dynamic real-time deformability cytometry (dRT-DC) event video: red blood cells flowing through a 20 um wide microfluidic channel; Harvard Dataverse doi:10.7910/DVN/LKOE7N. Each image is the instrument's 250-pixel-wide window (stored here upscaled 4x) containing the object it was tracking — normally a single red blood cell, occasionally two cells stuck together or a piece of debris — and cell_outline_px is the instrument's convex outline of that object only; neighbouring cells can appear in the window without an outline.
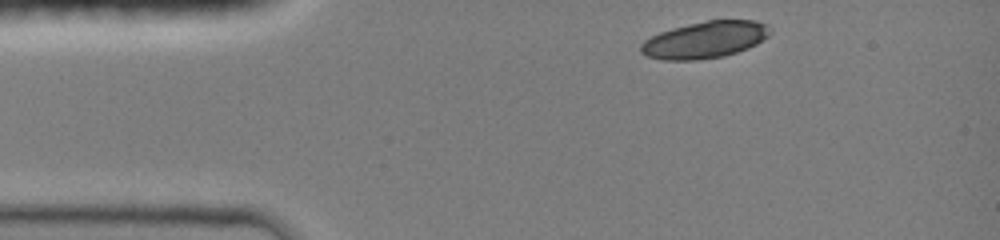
{"species": "common noctule bat (a hibernating species)", "species_latin": "Nyctalus noctula", "temperature_condition": "room temperature", "stored_images_in_passage": 6, "camera_frame_rate_fps": 3000, "um_per_image_px": 0.085, "animal": {"sex": "female", "body_mass_g": 19.0, "forearm_length_mm": 51.5}, "frame": {"image": 1, "passage_image": 1, "time_ms": 0.0, "image_size_px": [1000, 240], "cell_outline_px": [[772, 32], [768, 36], [756, 44], [748, 48], [724, 56], [696, 60], [660, 60], [648, 56], [640, 52], [640, 44], [644, 40], [660, 32], [672, 28], [688, 24], [708, 20], [756, 20], [768, 24], [772, 28]], "centroid_in_image_um": [59.94, 3.38], "position_along_channel_um": 25.1, "area_um2": 27.86}}
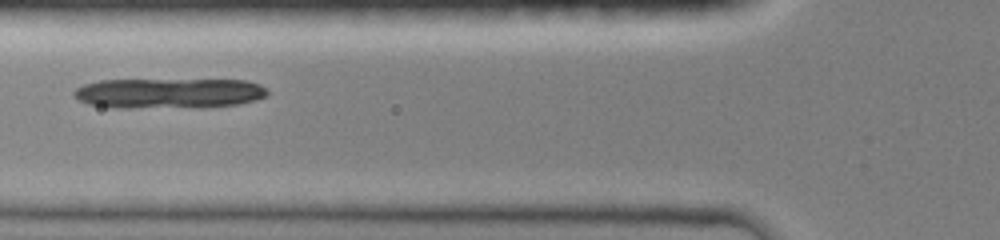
{"frame": {"image": 2, "passage_image": 5, "time_ms": 3.333, "image_size_px": [1000, 240], "cell_outline_px": [[268, 96], [256, 100], [236, 104], [128, 108], [116, 108], [88, 104], [80, 100], [72, 92], [76, 88], [84, 84], [100, 80], [248, 80], [260, 84], [268, 92]], "centroid_in_image_um": [14.32, 7.9], "position_along_channel_um": 111.5, "area_um2": 33.41}}
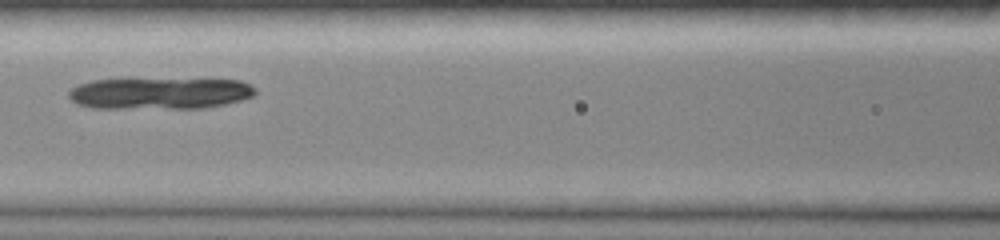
{"frame": {"image": 3, "passage_image": 6, "time_ms": 4.333, "image_size_px": [1000, 240], "cell_outline_px": [[256, 92], [252, 96], [240, 100], [224, 104], [204, 108], [92, 108], [76, 104], [68, 96], [68, 92], [72, 88], [80, 84], [92, 80], [240, 80], [252, 84], [256, 88]], "centroid_in_image_um": [13.58, 7.95], "position_along_channel_um": 153.0, "area_um2": 33.93}}